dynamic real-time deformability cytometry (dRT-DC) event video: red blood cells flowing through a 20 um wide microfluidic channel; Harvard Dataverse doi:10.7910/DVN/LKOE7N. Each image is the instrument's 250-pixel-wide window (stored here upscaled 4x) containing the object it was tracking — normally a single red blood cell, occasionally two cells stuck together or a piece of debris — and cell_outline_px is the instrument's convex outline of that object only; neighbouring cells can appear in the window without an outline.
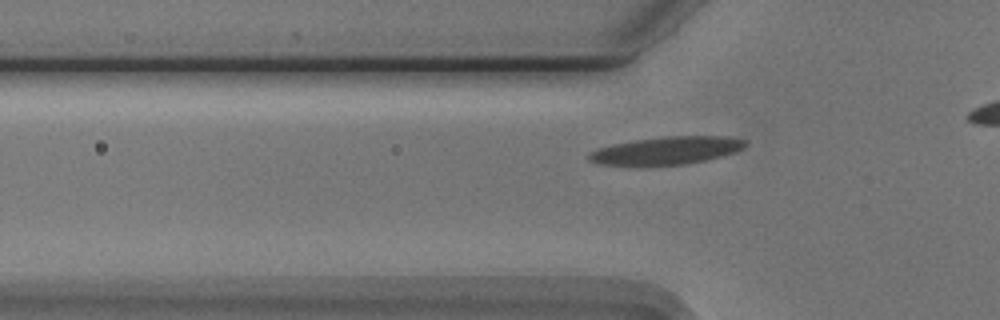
{"species": "Egyptian fruit bat (a non-hibernating species)", "species_latin": "Rousettus aegyptiacus", "temperature_condition": "cold", "stored_images_in_passage": 32, "camera_frame_rate_fps": 3000, "um_per_image_px": 0.085, "animal": {"sex": "male"}, "frame": {"image": 1, "passage_image": 5, "time_ms": 1.333, "image_size_px": [1000, 320], "cell_outline_px": [[748, 144], [744, 148], [736, 152], [704, 160], [684, 164], [600, 164], [588, 160], [588, 156], [592, 152], [600, 148], [616, 144], [636, 140], [664, 136], [728, 136], [748, 140]], "centroid_in_image_um": [56.78, 12.77], "position_along_channel_um": 69.0, "area_um2": 24.68}}
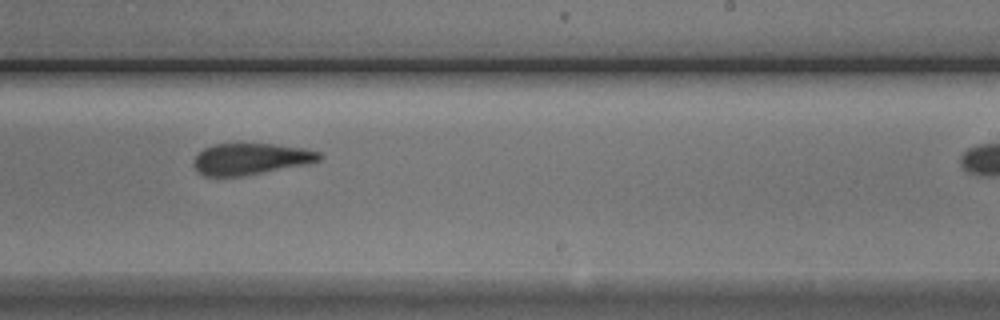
{"frame": {"image": 2, "passage_image": 21, "time_ms": 6.667, "image_size_px": [1000, 320], "cell_outline_px": [[324, 156], [320, 160], [308, 164], [240, 176], [204, 176], [196, 172], [192, 164], [192, 160], [204, 148], [216, 144], [272, 144], [304, 148], [320, 152]], "centroid_in_image_um": [21.3, 13.51], "position_along_channel_um": 267.7, "area_um2": 23.0}}
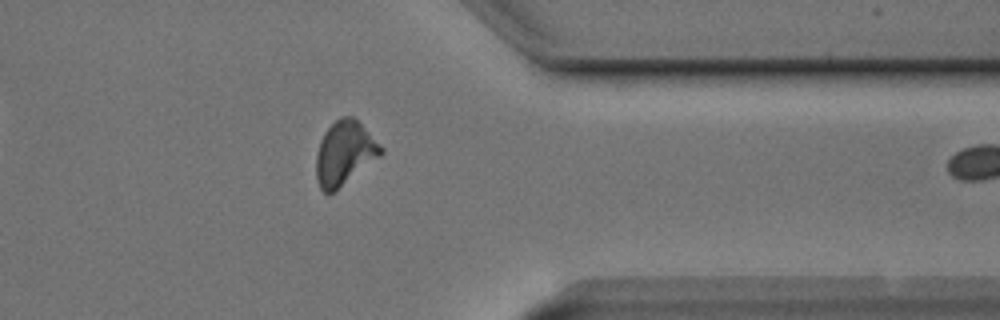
{"frame": {"image": 3, "passage_image": 31, "time_ms": 10.0, "image_size_px": [1000, 320], "cell_outline_px": [[384, 152], [380, 156], [328, 196], [320, 188], [316, 180], [316, 156], [320, 140], [324, 132], [340, 116], [352, 116], [384, 148]], "centroid_in_image_um": [29.26, 13.03], "position_along_channel_um": 382.1, "area_um2": 23.87}}